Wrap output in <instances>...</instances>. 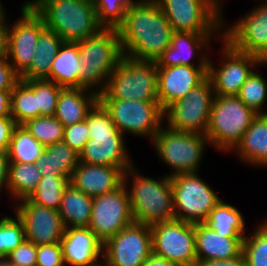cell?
<instances>
[{
	"instance_id": "1",
	"label": "cell",
	"mask_w": 267,
	"mask_h": 266,
	"mask_svg": "<svg viewBox=\"0 0 267 266\" xmlns=\"http://www.w3.org/2000/svg\"><path fill=\"white\" fill-rule=\"evenodd\" d=\"M117 30L123 55L146 61H156L170 46L174 33L155 0H142L130 7Z\"/></svg>"
},
{
	"instance_id": "2",
	"label": "cell",
	"mask_w": 267,
	"mask_h": 266,
	"mask_svg": "<svg viewBox=\"0 0 267 266\" xmlns=\"http://www.w3.org/2000/svg\"><path fill=\"white\" fill-rule=\"evenodd\" d=\"M49 30L63 41L80 42L103 28L97 20L93 0L27 1Z\"/></svg>"
},
{
	"instance_id": "3",
	"label": "cell",
	"mask_w": 267,
	"mask_h": 266,
	"mask_svg": "<svg viewBox=\"0 0 267 266\" xmlns=\"http://www.w3.org/2000/svg\"><path fill=\"white\" fill-rule=\"evenodd\" d=\"M90 139L79 153V162L121 168L132 165L127 157L123 134L116 128L109 112L98 101L86 117Z\"/></svg>"
},
{
	"instance_id": "4",
	"label": "cell",
	"mask_w": 267,
	"mask_h": 266,
	"mask_svg": "<svg viewBox=\"0 0 267 266\" xmlns=\"http://www.w3.org/2000/svg\"><path fill=\"white\" fill-rule=\"evenodd\" d=\"M78 49L82 66L79 88L90 90V87L99 86L96 91L99 94L123 56L117 28H101L96 34L78 42Z\"/></svg>"
},
{
	"instance_id": "5",
	"label": "cell",
	"mask_w": 267,
	"mask_h": 266,
	"mask_svg": "<svg viewBox=\"0 0 267 266\" xmlns=\"http://www.w3.org/2000/svg\"><path fill=\"white\" fill-rule=\"evenodd\" d=\"M98 99L158 101V70L155 61L125 55L109 75Z\"/></svg>"
},
{
	"instance_id": "6",
	"label": "cell",
	"mask_w": 267,
	"mask_h": 266,
	"mask_svg": "<svg viewBox=\"0 0 267 266\" xmlns=\"http://www.w3.org/2000/svg\"><path fill=\"white\" fill-rule=\"evenodd\" d=\"M135 171L131 167L124 174L126 180L128 175L134 176L132 189L128 191L134 221L152 226L175 219L170 176L157 181Z\"/></svg>"
},
{
	"instance_id": "7",
	"label": "cell",
	"mask_w": 267,
	"mask_h": 266,
	"mask_svg": "<svg viewBox=\"0 0 267 266\" xmlns=\"http://www.w3.org/2000/svg\"><path fill=\"white\" fill-rule=\"evenodd\" d=\"M257 115L237 96H214L205 136L218 150H234Z\"/></svg>"
},
{
	"instance_id": "8",
	"label": "cell",
	"mask_w": 267,
	"mask_h": 266,
	"mask_svg": "<svg viewBox=\"0 0 267 266\" xmlns=\"http://www.w3.org/2000/svg\"><path fill=\"white\" fill-rule=\"evenodd\" d=\"M174 218L203 223L221 199L196 173L171 176Z\"/></svg>"
},
{
	"instance_id": "9",
	"label": "cell",
	"mask_w": 267,
	"mask_h": 266,
	"mask_svg": "<svg viewBox=\"0 0 267 266\" xmlns=\"http://www.w3.org/2000/svg\"><path fill=\"white\" fill-rule=\"evenodd\" d=\"M160 128L153 137L158 156L172 169L174 176L181 173H197L204 145L209 141L205 134Z\"/></svg>"
},
{
	"instance_id": "10",
	"label": "cell",
	"mask_w": 267,
	"mask_h": 266,
	"mask_svg": "<svg viewBox=\"0 0 267 266\" xmlns=\"http://www.w3.org/2000/svg\"><path fill=\"white\" fill-rule=\"evenodd\" d=\"M214 91L207 77L187 95L174 101L163 110L167 115V127L176 131L206 134L209 124Z\"/></svg>"
},
{
	"instance_id": "11",
	"label": "cell",
	"mask_w": 267,
	"mask_h": 266,
	"mask_svg": "<svg viewBox=\"0 0 267 266\" xmlns=\"http://www.w3.org/2000/svg\"><path fill=\"white\" fill-rule=\"evenodd\" d=\"M155 1L174 31L215 33L223 26V21L220 20L221 9L211 0Z\"/></svg>"
},
{
	"instance_id": "12",
	"label": "cell",
	"mask_w": 267,
	"mask_h": 266,
	"mask_svg": "<svg viewBox=\"0 0 267 266\" xmlns=\"http://www.w3.org/2000/svg\"><path fill=\"white\" fill-rule=\"evenodd\" d=\"M150 228L154 255L176 266H196L195 224L173 219Z\"/></svg>"
},
{
	"instance_id": "13",
	"label": "cell",
	"mask_w": 267,
	"mask_h": 266,
	"mask_svg": "<svg viewBox=\"0 0 267 266\" xmlns=\"http://www.w3.org/2000/svg\"><path fill=\"white\" fill-rule=\"evenodd\" d=\"M109 112L116 128L124 134L147 135L153 139L163 122V109L158 101L98 99Z\"/></svg>"
},
{
	"instance_id": "14",
	"label": "cell",
	"mask_w": 267,
	"mask_h": 266,
	"mask_svg": "<svg viewBox=\"0 0 267 266\" xmlns=\"http://www.w3.org/2000/svg\"><path fill=\"white\" fill-rule=\"evenodd\" d=\"M124 183L114 191L93 197L89 228L104 244L134 223L128 190Z\"/></svg>"
},
{
	"instance_id": "15",
	"label": "cell",
	"mask_w": 267,
	"mask_h": 266,
	"mask_svg": "<svg viewBox=\"0 0 267 266\" xmlns=\"http://www.w3.org/2000/svg\"><path fill=\"white\" fill-rule=\"evenodd\" d=\"M45 28L42 18L27 2L22 17L11 29L5 26L4 53L19 76L30 66L38 37Z\"/></svg>"
},
{
	"instance_id": "16",
	"label": "cell",
	"mask_w": 267,
	"mask_h": 266,
	"mask_svg": "<svg viewBox=\"0 0 267 266\" xmlns=\"http://www.w3.org/2000/svg\"><path fill=\"white\" fill-rule=\"evenodd\" d=\"M107 266H140L152 253V232L145 224L132 223L103 244Z\"/></svg>"
},
{
	"instance_id": "17",
	"label": "cell",
	"mask_w": 267,
	"mask_h": 266,
	"mask_svg": "<svg viewBox=\"0 0 267 266\" xmlns=\"http://www.w3.org/2000/svg\"><path fill=\"white\" fill-rule=\"evenodd\" d=\"M223 48L226 62L216 69L209 59L208 78L212 82L215 96H237L240 88L253 72L251 67L257 63L259 65L260 60L255 55L233 49L226 41Z\"/></svg>"
},
{
	"instance_id": "18",
	"label": "cell",
	"mask_w": 267,
	"mask_h": 266,
	"mask_svg": "<svg viewBox=\"0 0 267 266\" xmlns=\"http://www.w3.org/2000/svg\"><path fill=\"white\" fill-rule=\"evenodd\" d=\"M16 216L22 221L26 240L36 246L59 243L65 231L58 210L21 199Z\"/></svg>"
},
{
	"instance_id": "19",
	"label": "cell",
	"mask_w": 267,
	"mask_h": 266,
	"mask_svg": "<svg viewBox=\"0 0 267 266\" xmlns=\"http://www.w3.org/2000/svg\"><path fill=\"white\" fill-rule=\"evenodd\" d=\"M209 58H201L198 66L178 65L157 67L158 102L164 110L168 105L187 95L208 77Z\"/></svg>"
},
{
	"instance_id": "20",
	"label": "cell",
	"mask_w": 267,
	"mask_h": 266,
	"mask_svg": "<svg viewBox=\"0 0 267 266\" xmlns=\"http://www.w3.org/2000/svg\"><path fill=\"white\" fill-rule=\"evenodd\" d=\"M231 27L222 38L233 49L257 57L267 50V4L255 7Z\"/></svg>"
},
{
	"instance_id": "21",
	"label": "cell",
	"mask_w": 267,
	"mask_h": 266,
	"mask_svg": "<svg viewBox=\"0 0 267 266\" xmlns=\"http://www.w3.org/2000/svg\"><path fill=\"white\" fill-rule=\"evenodd\" d=\"M124 174L118 167L78 162L69 183L93 198L120 187L124 183Z\"/></svg>"
},
{
	"instance_id": "22",
	"label": "cell",
	"mask_w": 267,
	"mask_h": 266,
	"mask_svg": "<svg viewBox=\"0 0 267 266\" xmlns=\"http://www.w3.org/2000/svg\"><path fill=\"white\" fill-rule=\"evenodd\" d=\"M60 244L65 266H96L103 251V243L89 227L65 228Z\"/></svg>"
},
{
	"instance_id": "23",
	"label": "cell",
	"mask_w": 267,
	"mask_h": 266,
	"mask_svg": "<svg viewBox=\"0 0 267 266\" xmlns=\"http://www.w3.org/2000/svg\"><path fill=\"white\" fill-rule=\"evenodd\" d=\"M244 237L220 236L204 223L195 224V246L198 261L229 260L242 253Z\"/></svg>"
},
{
	"instance_id": "24",
	"label": "cell",
	"mask_w": 267,
	"mask_h": 266,
	"mask_svg": "<svg viewBox=\"0 0 267 266\" xmlns=\"http://www.w3.org/2000/svg\"><path fill=\"white\" fill-rule=\"evenodd\" d=\"M213 34L174 31L170 46L155 61L157 67L195 66L190 58L193 53L201 51L202 46L205 47L208 44L207 42Z\"/></svg>"
},
{
	"instance_id": "25",
	"label": "cell",
	"mask_w": 267,
	"mask_h": 266,
	"mask_svg": "<svg viewBox=\"0 0 267 266\" xmlns=\"http://www.w3.org/2000/svg\"><path fill=\"white\" fill-rule=\"evenodd\" d=\"M87 91V88H63L60 91L54 117L64 127L84 121L98 102V93L92 91L87 97Z\"/></svg>"
},
{
	"instance_id": "26",
	"label": "cell",
	"mask_w": 267,
	"mask_h": 266,
	"mask_svg": "<svg viewBox=\"0 0 267 266\" xmlns=\"http://www.w3.org/2000/svg\"><path fill=\"white\" fill-rule=\"evenodd\" d=\"M81 69L78 42L63 41L57 56L52 61L51 71L46 80L63 88H79Z\"/></svg>"
},
{
	"instance_id": "27",
	"label": "cell",
	"mask_w": 267,
	"mask_h": 266,
	"mask_svg": "<svg viewBox=\"0 0 267 266\" xmlns=\"http://www.w3.org/2000/svg\"><path fill=\"white\" fill-rule=\"evenodd\" d=\"M62 38L45 28L39 35L30 66L19 76L20 80H42L49 77L51 64L57 56Z\"/></svg>"
},
{
	"instance_id": "28",
	"label": "cell",
	"mask_w": 267,
	"mask_h": 266,
	"mask_svg": "<svg viewBox=\"0 0 267 266\" xmlns=\"http://www.w3.org/2000/svg\"><path fill=\"white\" fill-rule=\"evenodd\" d=\"M252 165L267 166V114H258L234 148Z\"/></svg>"
},
{
	"instance_id": "29",
	"label": "cell",
	"mask_w": 267,
	"mask_h": 266,
	"mask_svg": "<svg viewBox=\"0 0 267 266\" xmlns=\"http://www.w3.org/2000/svg\"><path fill=\"white\" fill-rule=\"evenodd\" d=\"M78 162L79 154L61 141L46 146L36 164L42 177L61 175L70 180Z\"/></svg>"
},
{
	"instance_id": "30",
	"label": "cell",
	"mask_w": 267,
	"mask_h": 266,
	"mask_svg": "<svg viewBox=\"0 0 267 266\" xmlns=\"http://www.w3.org/2000/svg\"><path fill=\"white\" fill-rule=\"evenodd\" d=\"M93 198L74 188L70 183L64 189L58 209L65 228L88 227Z\"/></svg>"
},
{
	"instance_id": "31",
	"label": "cell",
	"mask_w": 267,
	"mask_h": 266,
	"mask_svg": "<svg viewBox=\"0 0 267 266\" xmlns=\"http://www.w3.org/2000/svg\"><path fill=\"white\" fill-rule=\"evenodd\" d=\"M220 236L244 237V218L239 210L223 200L209 213L203 222Z\"/></svg>"
},
{
	"instance_id": "32",
	"label": "cell",
	"mask_w": 267,
	"mask_h": 266,
	"mask_svg": "<svg viewBox=\"0 0 267 266\" xmlns=\"http://www.w3.org/2000/svg\"><path fill=\"white\" fill-rule=\"evenodd\" d=\"M41 178L36 163H9L7 190L20 201L33 193Z\"/></svg>"
},
{
	"instance_id": "33",
	"label": "cell",
	"mask_w": 267,
	"mask_h": 266,
	"mask_svg": "<svg viewBox=\"0 0 267 266\" xmlns=\"http://www.w3.org/2000/svg\"><path fill=\"white\" fill-rule=\"evenodd\" d=\"M44 148L23 125H17L7 151L9 163H36Z\"/></svg>"
},
{
	"instance_id": "34",
	"label": "cell",
	"mask_w": 267,
	"mask_h": 266,
	"mask_svg": "<svg viewBox=\"0 0 267 266\" xmlns=\"http://www.w3.org/2000/svg\"><path fill=\"white\" fill-rule=\"evenodd\" d=\"M68 184L69 179L65 176H44L27 199L34 204L58 210L63 191Z\"/></svg>"
},
{
	"instance_id": "35",
	"label": "cell",
	"mask_w": 267,
	"mask_h": 266,
	"mask_svg": "<svg viewBox=\"0 0 267 266\" xmlns=\"http://www.w3.org/2000/svg\"><path fill=\"white\" fill-rule=\"evenodd\" d=\"M38 116L39 108L34 92L19 80L11 92V117L17 125H23Z\"/></svg>"
},
{
	"instance_id": "36",
	"label": "cell",
	"mask_w": 267,
	"mask_h": 266,
	"mask_svg": "<svg viewBox=\"0 0 267 266\" xmlns=\"http://www.w3.org/2000/svg\"><path fill=\"white\" fill-rule=\"evenodd\" d=\"M23 126L44 147L63 140L64 125L54 116L41 115L27 121Z\"/></svg>"
},
{
	"instance_id": "37",
	"label": "cell",
	"mask_w": 267,
	"mask_h": 266,
	"mask_svg": "<svg viewBox=\"0 0 267 266\" xmlns=\"http://www.w3.org/2000/svg\"><path fill=\"white\" fill-rule=\"evenodd\" d=\"M142 0H93L98 23L105 28H117L124 20L126 11Z\"/></svg>"
},
{
	"instance_id": "38",
	"label": "cell",
	"mask_w": 267,
	"mask_h": 266,
	"mask_svg": "<svg viewBox=\"0 0 267 266\" xmlns=\"http://www.w3.org/2000/svg\"><path fill=\"white\" fill-rule=\"evenodd\" d=\"M22 81L34 92L39 108V116H54L57 99L63 87L46 79Z\"/></svg>"
},
{
	"instance_id": "39",
	"label": "cell",
	"mask_w": 267,
	"mask_h": 266,
	"mask_svg": "<svg viewBox=\"0 0 267 266\" xmlns=\"http://www.w3.org/2000/svg\"><path fill=\"white\" fill-rule=\"evenodd\" d=\"M242 253L246 266H267V225H260L253 237L244 236Z\"/></svg>"
},
{
	"instance_id": "40",
	"label": "cell",
	"mask_w": 267,
	"mask_h": 266,
	"mask_svg": "<svg viewBox=\"0 0 267 266\" xmlns=\"http://www.w3.org/2000/svg\"><path fill=\"white\" fill-rule=\"evenodd\" d=\"M267 96V83L257 72H252L240 88L237 97L257 114H267L262 107Z\"/></svg>"
},
{
	"instance_id": "41",
	"label": "cell",
	"mask_w": 267,
	"mask_h": 266,
	"mask_svg": "<svg viewBox=\"0 0 267 266\" xmlns=\"http://www.w3.org/2000/svg\"><path fill=\"white\" fill-rule=\"evenodd\" d=\"M26 240L22 221L16 216L0 219V258H6L18 245Z\"/></svg>"
},
{
	"instance_id": "42",
	"label": "cell",
	"mask_w": 267,
	"mask_h": 266,
	"mask_svg": "<svg viewBox=\"0 0 267 266\" xmlns=\"http://www.w3.org/2000/svg\"><path fill=\"white\" fill-rule=\"evenodd\" d=\"M90 139L87 120L64 127L63 142L78 154Z\"/></svg>"
},
{
	"instance_id": "43",
	"label": "cell",
	"mask_w": 267,
	"mask_h": 266,
	"mask_svg": "<svg viewBox=\"0 0 267 266\" xmlns=\"http://www.w3.org/2000/svg\"><path fill=\"white\" fill-rule=\"evenodd\" d=\"M6 259L11 265L16 266H36L37 246L32 242L25 240L11 251Z\"/></svg>"
},
{
	"instance_id": "44",
	"label": "cell",
	"mask_w": 267,
	"mask_h": 266,
	"mask_svg": "<svg viewBox=\"0 0 267 266\" xmlns=\"http://www.w3.org/2000/svg\"><path fill=\"white\" fill-rule=\"evenodd\" d=\"M36 266H65L60 242L38 245Z\"/></svg>"
},
{
	"instance_id": "45",
	"label": "cell",
	"mask_w": 267,
	"mask_h": 266,
	"mask_svg": "<svg viewBox=\"0 0 267 266\" xmlns=\"http://www.w3.org/2000/svg\"><path fill=\"white\" fill-rule=\"evenodd\" d=\"M19 80V75L14 71L5 53H0V90H13Z\"/></svg>"
},
{
	"instance_id": "46",
	"label": "cell",
	"mask_w": 267,
	"mask_h": 266,
	"mask_svg": "<svg viewBox=\"0 0 267 266\" xmlns=\"http://www.w3.org/2000/svg\"><path fill=\"white\" fill-rule=\"evenodd\" d=\"M17 126L12 117H0V151L7 152L14 128Z\"/></svg>"
},
{
	"instance_id": "47",
	"label": "cell",
	"mask_w": 267,
	"mask_h": 266,
	"mask_svg": "<svg viewBox=\"0 0 267 266\" xmlns=\"http://www.w3.org/2000/svg\"><path fill=\"white\" fill-rule=\"evenodd\" d=\"M196 266H246V261L241 253L238 257L229 260L197 261Z\"/></svg>"
},
{
	"instance_id": "48",
	"label": "cell",
	"mask_w": 267,
	"mask_h": 266,
	"mask_svg": "<svg viewBox=\"0 0 267 266\" xmlns=\"http://www.w3.org/2000/svg\"><path fill=\"white\" fill-rule=\"evenodd\" d=\"M11 92L0 90V117H11Z\"/></svg>"
},
{
	"instance_id": "49",
	"label": "cell",
	"mask_w": 267,
	"mask_h": 266,
	"mask_svg": "<svg viewBox=\"0 0 267 266\" xmlns=\"http://www.w3.org/2000/svg\"><path fill=\"white\" fill-rule=\"evenodd\" d=\"M9 159L7 152L0 151V189L7 185ZM3 186V187H2Z\"/></svg>"
},
{
	"instance_id": "50",
	"label": "cell",
	"mask_w": 267,
	"mask_h": 266,
	"mask_svg": "<svg viewBox=\"0 0 267 266\" xmlns=\"http://www.w3.org/2000/svg\"><path fill=\"white\" fill-rule=\"evenodd\" d=\"M140 266H176L169 260L156 256L153 253Z\"/></svg>"
},
{
	"instance_id": "51",
	"label": "cell",
	"mask_w": 267,
	"mask_h": 266,
	"mask_svg": "<svg viewBox=\"0 0 267 266\" xmlns=\"http://www.w3.org/2000/svg\"><path fill=\"white\" fill-rule=\"evenodd\" d=\"M5 26V18H0V53L4 52Z\"/></svg>"
},
{
	"instance_id": "52",
	"label": "cell",
	"mask_w": 267,
	"mask_h": 266,
	"mask_svg": "<svg viewBox=\"0 0 267 266\" xmlns=\"http://www.w3.org/2000/svg\"><path fill=\"white\" fill-rule=\"evenodd\" d=\"M260 64L267 63V50L259 57Z\"/></svg>"
},
{
	"instance_id": "53",
	"label": "cell",
	"mask_w": 267,
	"mask_h": 266,
	"mask_svg": "<svg viewBox=\"0 0 267 266\" xmlns=\"http://www.w3.org/2000/svg\"><path fill=\"white\" fill-rule=\"evenodd\" d=\"M0 266H9V262L6 258H0Z\"/></svg>"
},
{
	"instance_id": "54",
	"label": "cell",
	"mask_w": 267,
	"mask_h": 266,
	"mask_svg": "<svg viewBox=\"0 0 267 266\" xmlns=\"http://www.w3.org/2000/svg\"><path fill=\"white\" fill-rule=\"evenodd\" d=\"M5 13H4V11H3V7H2V4H1V2H0V18H5Z\"/></svg>"
},
{
	"instance_id": "55",
	"label": "cell",
	"mask_w": 267,
	"mask_h": 266,
	"mask_svg": "<svg viewBox=\"0 0 267 266\" xmlns=\"http://www.w3.org/2000/svg\"><path fill=\"white\" fill-rule=\"evenodd\" d=\"M213 1L220 9H221V6H220V2L219 0H211Z\"/></svg>"
}]
</instances>
